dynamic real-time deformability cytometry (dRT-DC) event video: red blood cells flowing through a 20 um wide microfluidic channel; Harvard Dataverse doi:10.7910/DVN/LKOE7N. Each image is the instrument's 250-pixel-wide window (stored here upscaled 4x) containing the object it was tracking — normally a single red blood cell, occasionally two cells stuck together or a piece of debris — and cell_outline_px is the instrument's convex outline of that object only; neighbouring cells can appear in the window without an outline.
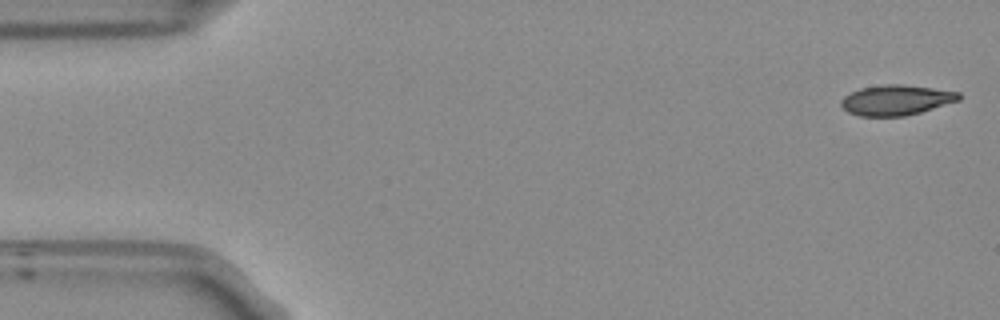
{"species": "Egyptian fruit bat (a non-hibernating species)", "species_latin": "Rousettus aegyptiacus", "temperature_condition": "room temperature", "stored_images_in_passage": 19, "camera_frame_rate_fps": 3000, "um_per_image_px": 0.085, "frame": {"image": 1, "passage_image": 1, "time_ms": 0.0, "image_size_px": [1000, 320], "cell_outline_px": [[960, 100], [920, 112], [904, 116], [860, 116], [848, 112], [840, 104], [840, 100], [844, 96], [860, 88], [884, 84], [900, 84], [932, 88], [960, 92]], "centroid_in_image_um": [76.16, 8.5], "position_along_channel_um": 8.8, "area_um2": 20.63}}
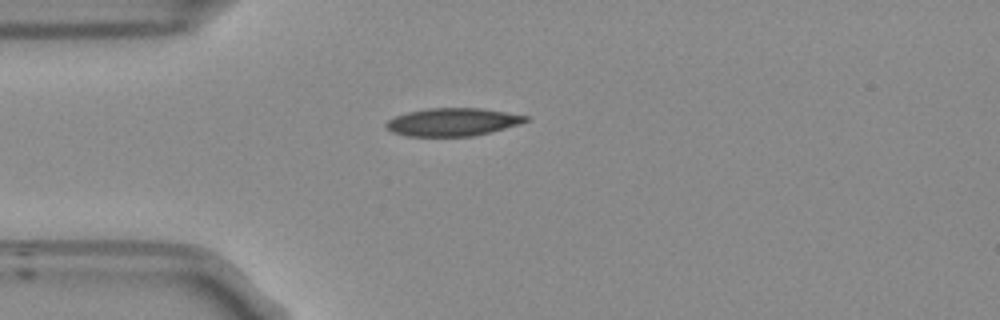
{"frame": {"image": 2, "passage_image": 13, "time_ms": 4.0, "image_size_px": [1000, 320], "cell_outline_px": [[528, 120], [520, 124], [472, 136], [408, 136], [392, 132], [384, 124], [388, 120], [396, 116], [408, 112], [428, 108], [480, 108], [528, 116]], "centroid_in_image_um": [38.45, 10.37], "position_along_channel_um": 46.5, "area_um2": 22.37}}
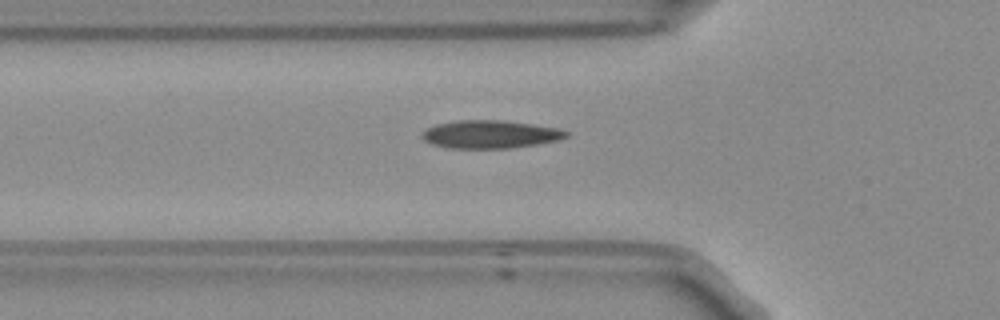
{"frame": {"image": 3, "passage_image": 17, "time_ms": 5.333, "image_size_px": [1000, 320], "cell_outline_px": [[568, 136], [560, 140], [512, 148], [448, 148], [432, 144], [424, 140], [420, 136], [428, 128], [436, 124], [456, 120], [504, 120], [560, 128], [568, 132]], "centroid_in_image_um": [41.68, 11.41], "position_along_channel_um": 84.1, "area_um2": 23.58}}